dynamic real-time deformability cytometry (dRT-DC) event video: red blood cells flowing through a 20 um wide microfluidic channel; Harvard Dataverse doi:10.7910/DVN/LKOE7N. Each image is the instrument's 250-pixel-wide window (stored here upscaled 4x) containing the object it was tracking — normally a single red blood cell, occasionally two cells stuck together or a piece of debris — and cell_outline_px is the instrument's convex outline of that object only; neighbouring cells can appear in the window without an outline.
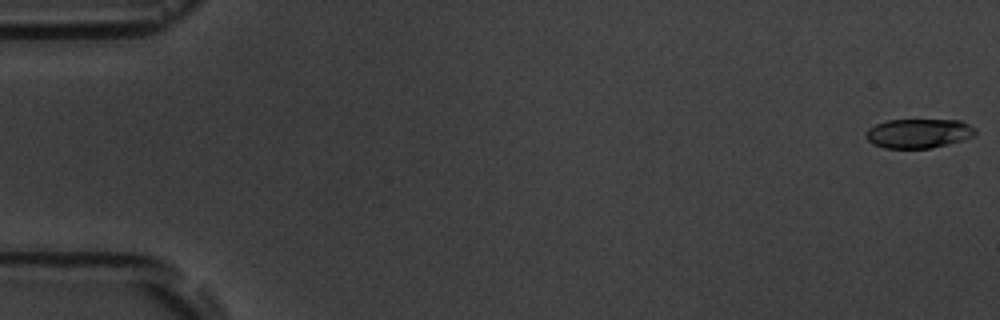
{"species": "common noctule bat (a hibernating species)", "species_latin": "Nyctalus noctula", "temperature_condition": "room temperature", "stored_images_in_passage": 7, "camera_frame_rate_fps": 3000, "um_per_image_px": 0.085, "animal": {"sex": "male", "body_mass_g": 19.5, "forearm_length_mm": 54.6}, "frame": {"image": 1, "passage_image": 1, "time_ms": 0.0, "image_size_px": [1000, 320], "cell_outline_px": [[976, 132], [972, 136], [964, 140], [948, 144], [928, 148], [884, 148], [872, 144], [864, 136], [868, 128], [876, 124], [888, 120], [960, 120], [976, 128]], "centroid_in_image_um": [78.06, 11.34], "position_along_channel_um": 6.9, "area_um2": 18.73}}
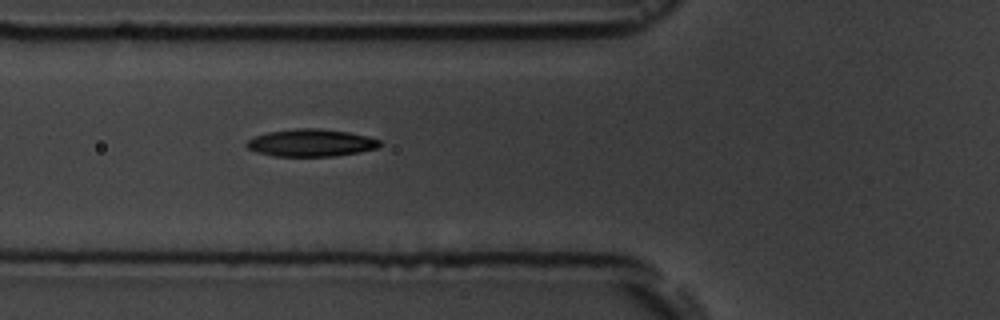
{"frame": {"image": 2, "passage_image": 7, "time_ms": 6.667, "image_size_px": [1000, 320], "cell_outline_px": [[380, 144], [376, 148], [360, 152], [332, 156], [272, 156], [256, 152], [248, 148], [244, 144], [248, 140], [256, 136], [268, 132], [296, 128], [316, 128], [348, 132], [368, 136], [380, 140]], "centroid_in_image_um": [26.41, 12.14], "position_along_channel_um": 99.4, "area_um2": 21.15}}